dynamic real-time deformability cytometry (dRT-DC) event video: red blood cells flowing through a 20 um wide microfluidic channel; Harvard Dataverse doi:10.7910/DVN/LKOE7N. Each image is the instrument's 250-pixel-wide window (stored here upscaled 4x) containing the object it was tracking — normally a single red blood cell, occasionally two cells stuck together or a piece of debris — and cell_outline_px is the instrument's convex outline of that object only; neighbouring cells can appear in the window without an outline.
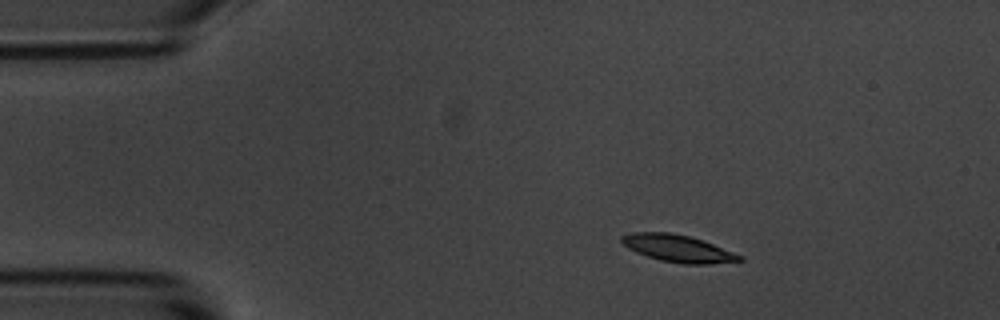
{"species": "common noctule bat (a hibernating species)", "species_latin": "Nyctalus noctula", "temperature_condition": "room temperature", "stored_images_in_passage": 47, "camera_frame_rate_fps": 3000, "um_per_image_px": 0.085, "animal": {"sex": "male", "body_mass_g": 20.1, "forearm_length_mm": 53.5}, "frame": {"image": 1, "passage_image": 1, "time_ms": 0.0, "image_size_px": [1000, 320], "cell_outline_px": [[744, 260], [708, 264], [684, 264], [660, 260], [636, 252], [628, 248], [620, 240], [620, 236], [632, 232], [672, 232], [704, 240], [744, 256]], "centroid_in_image_um": [57.64, 21.11], "position_along_channel_um": 27.4, "area_um2": 18.73}}
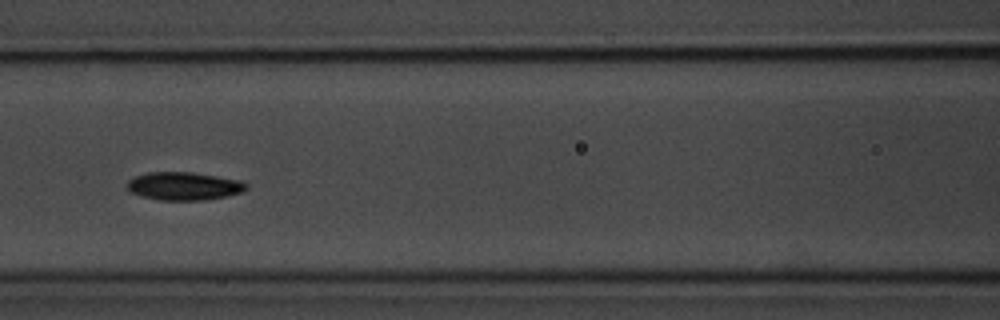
{"frame": {"image": 2, "passage_image": 16, "time_ms": 5.0, "image_size_px": [1000, 320], "cell_outline_px": [[248, 188], [240, 192], [228, 196], [204, 200], [160, 200], [140, 196], [128, 192], [124, 188], [128, 180], [136, 176], [148, 172], [192, 172], [240, 180], [248, 184]], "centroid_in_image_um": [15.58, 15.82], "position_along_channel_um": 151.0, "area_um2": 19.71}}
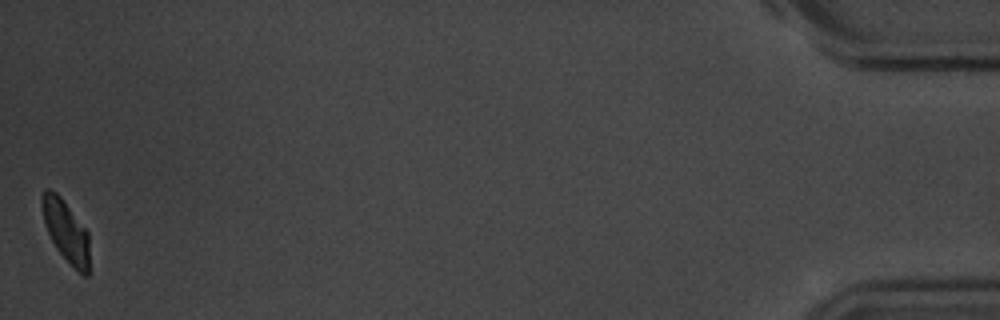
{"frame": {"image": 3, "passage_image": 47, "time_ms": 15.333, "image_size_px": [1000, 320], "cell_outline_px": [[88, 276], [84, 276], [56, 248], [44, 224], [40, 204], [40, 196], [44, 188], [48, 188], [56, 192], [60, 196], [88, 232]], "centroid_in_image_um": [5.55, 19.55], "position_along_channel_um": 429.6, "area_um2": 16.76}, "authors_computed_cell_mechanics": {"area_um2": 18.7272, "velocity_mm_per_s": 3.6221, "shape_relaxation_time_tau1_ms": 1.8825, "shape_relaxation_time_tau2_ms": 4.4354, "deformation_change_tau1": 0.1056, "deformation_change_tau2": 0.0816}}